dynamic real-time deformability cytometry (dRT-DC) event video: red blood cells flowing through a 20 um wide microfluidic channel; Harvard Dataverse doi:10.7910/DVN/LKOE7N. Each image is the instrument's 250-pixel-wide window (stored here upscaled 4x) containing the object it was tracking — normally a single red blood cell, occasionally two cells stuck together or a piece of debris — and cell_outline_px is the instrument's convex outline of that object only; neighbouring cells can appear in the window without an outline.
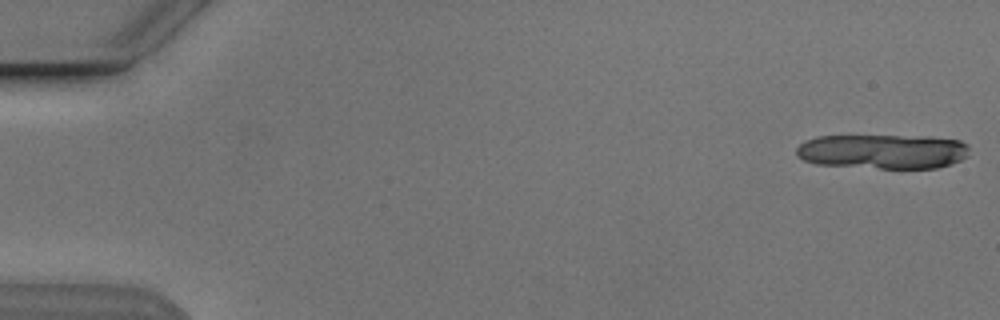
{"species": "Egyptian fruit bat (a non-hibernating species)", "species_latin": "Rousettus aegyptiacus", "temperature_condition": "cold", "stored_images_in_passage": 13, "camera_frame_rate_fps": 3000, "um_per_image_px": 0.085, "animal": {"sex": "male"}, "frame": {"image": 1, "passage_image": 1, "time_ms": 0.0, "image_size_px": [1000, 320], "cell_outline_px": [[968, 156], [952, 164], [936, 168], [880, 168], [816, 164], [804, 160], [796, 156], [796, 148], [804, 140], [816, 136], [932, 136], [960, 140], [968, 144]], "centroid_in_image_um": [75.05, 12.87], "position_along_channel_um": 10.0, "area_um2": 35.2}}